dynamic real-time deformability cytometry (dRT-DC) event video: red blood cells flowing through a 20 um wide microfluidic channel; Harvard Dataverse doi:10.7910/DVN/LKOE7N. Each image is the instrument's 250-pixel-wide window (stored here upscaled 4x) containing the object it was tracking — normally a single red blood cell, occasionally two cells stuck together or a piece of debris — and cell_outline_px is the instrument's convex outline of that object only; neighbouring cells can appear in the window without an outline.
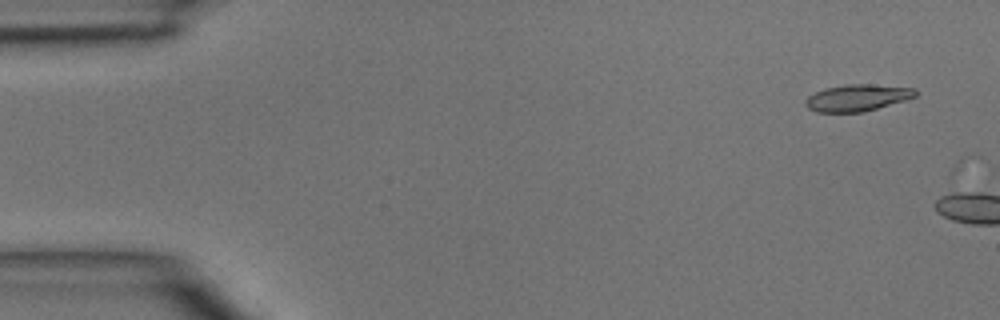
{"species": "common noctule bat (a hibernating species)", "species_latin": "Nyctalus noctula", "temperature_condition": "room temperature", "stored_images_in_passage": 4, "camera_frame_rate_fps": 3000, "um_per_image_px": 0.085, "animal": {"sex": "male", "body_mass_g": 15.6}, "frame": {"image": 1, "passage_image": 1, "time_ms": 0.0, "image_size_px": [1000, 320], "cell_outline_px": [[916, 96], [904, 100], [864, 112], [816, 112], [808, 108], [804, 104], [804, 100], [808, 96], [824, 88], [848, 84], [868, 84], [916, 88]], "centroid_in_image_um": [72.83, 8.31], "position_along_channel_um": 12.2, "area_um2": 17.05}}